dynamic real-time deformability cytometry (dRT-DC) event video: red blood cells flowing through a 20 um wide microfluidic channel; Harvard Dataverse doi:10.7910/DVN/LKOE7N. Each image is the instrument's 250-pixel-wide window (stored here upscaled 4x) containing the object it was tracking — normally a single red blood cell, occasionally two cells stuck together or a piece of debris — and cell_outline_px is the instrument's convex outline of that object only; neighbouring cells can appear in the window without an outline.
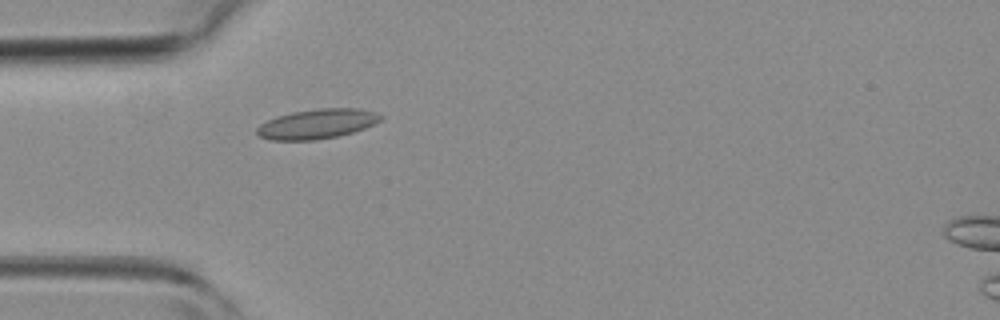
{"species": "common noctule bat (a hibernating species)", "species_latin": "Nyctalus noctula", "temperature_condition": "room temperature", "stored_images_in_passage": 45, "camera_frame_rate_fps": 3000, "um_per_image_px": 0.085, "animal": {"sex": "female", "body_mass_g": 19.3, "forearm_length_mm": 54.1}, "frame": {"image": 1, "passage_image": 13, "time_ms": 4.0, "image_size_px": [1000, 320], "cell_outline_px": [[384, 116], [380, 120], [364, 128], [352, 132], [336, 136], [316, 140], [272, 140], [260, 136], [256, 132], [256, 128], [260, 124], [276, 116], [292, 112], [320, 108], [360, 108], [376, 112]], "centroid_in_image_um": [26.95, 10.52], "position_along_channel_um": 58.1, "area_um2": 21.33}}
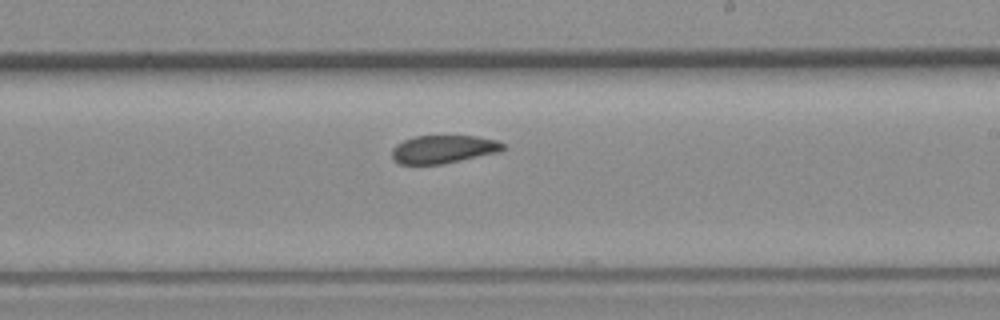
{"frame": {"image": 2, "passage_image": 26, "time_ms": 8.333, "image_size_px": [1000, 320], "cell_outline_px": [[504, 148], [500, 152], [440, 164], [400, 164], [392, 156], [392, 148], [396, 144], [404, 140], [416, 136], [476, 136], [496, 140], [504, 144]], "centroid_in_image_um": [37.68, 12.68], "position_along_channel_um": 251.3, "area_um2": 17.98}}
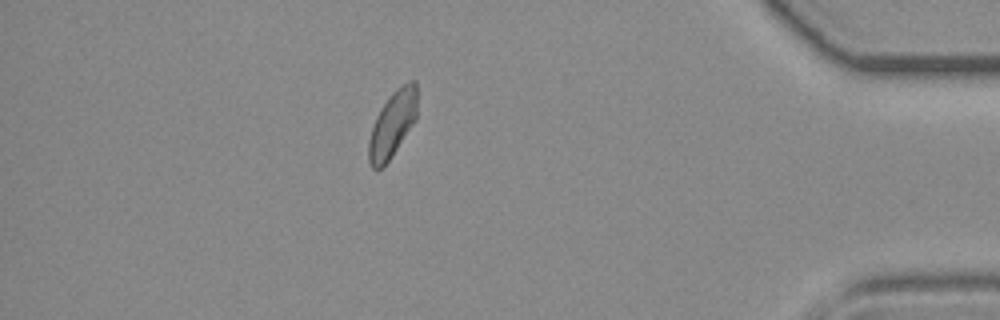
{"frame": {"image": 3, "passage_image": 39, "time_ms": 12.667, "image_size_px": [1000, 320], "cell_outline_px": [[416, 120], [388, 160], [380, 168], [372, 168], [368, 160], [368, 140], [376, 116], [380, 108], [392, 92], [396, 88], [408, 80], [416, 80]], "centroid_in_image_um": [33.35, 10.51], "position_along_channel_um": 401.8, "area_um2": 18.44}}